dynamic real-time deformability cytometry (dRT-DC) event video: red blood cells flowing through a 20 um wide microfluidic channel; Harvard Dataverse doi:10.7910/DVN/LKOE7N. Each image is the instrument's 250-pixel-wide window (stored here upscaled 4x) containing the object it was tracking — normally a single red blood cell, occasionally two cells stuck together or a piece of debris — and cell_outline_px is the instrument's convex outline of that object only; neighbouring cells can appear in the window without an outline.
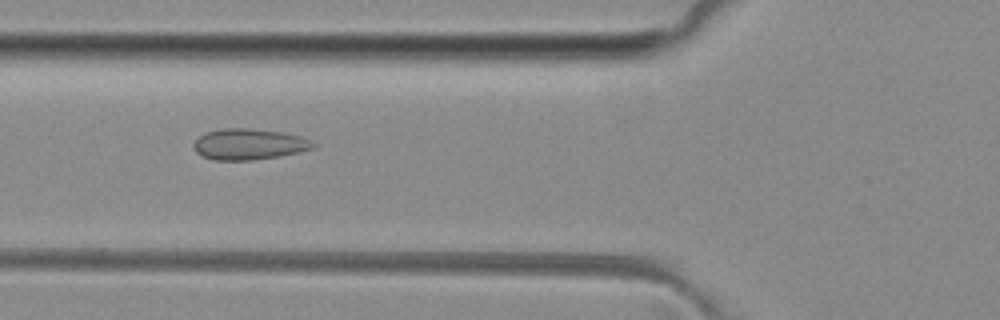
{"species": "common noctule bat (a hibernating species)", "species_latin": "Nyctalus noctula", "temperature_condition": "room temperature", "stored_images_in_passage": 21, "camera_frame_rate_fps": 3000, "um_per_image_px": 0.085, "animal": {"sex": "female", "body_mass_g": 29.2, "forearm_length_mm": 56.3}, "frame": {"image": 1, "passage_image": 9, "time_ms": 2.667, "image_size_px": [1000, 320], "cell_outline_px": [[316, 144], [312, 148], [300, 152], [252, 160], [212, 160], [200, 156], [192, 148], [192, 144], [204, 132], [220, 128], [248, 128], [284, 132], [300, 136]], "centroid_in_image_um": [21.09, 12.25], "position_along_channel_um": 104.7, "area_um2": 21.68}}
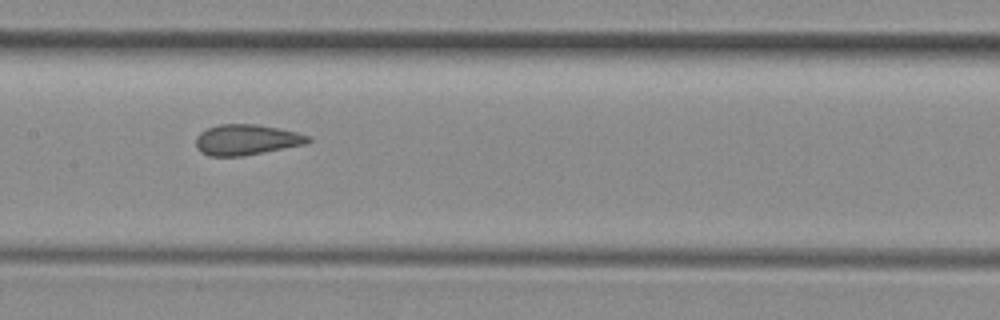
{"frame": {"image": 2, "passage_image": 15, "time_ms": 4.667, "image_size_px": [1000, 320], "cell_outline_px": [[312, 140], [308, 144], [244, 156], [208, 156], [200, 152], [196, 148], [196, 136], [200, 132], [208, 128], [220, 124], [256, 124], [280, 128], [312, 136]], "centroid_in_image_um": [20.98, 11.88], "position_along_channel_um": 186.4, "area_um2": 20.35}}
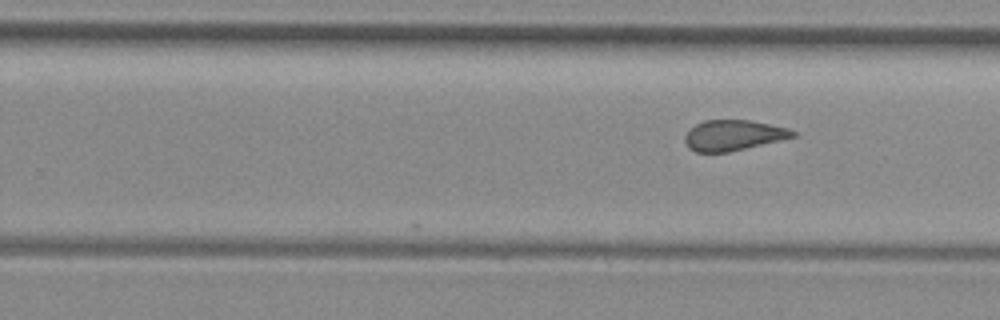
{"frame": {"image": 3, "passage_image": 21, "time_ms": 6.667, "image_size_px": [1000, 320], "cell_outline_px": [[796, 136], [780, 140], [728, 152], [696, 152], [688, 148], [684, 140], [684, 136], [696, 124], [704, 120], [748, 120], [788, 128], [796, 132]], "centroid_in_image_um": [62.31, 11.5], "position_along_channel_um": 267.5, "area_um2": 18.96}}